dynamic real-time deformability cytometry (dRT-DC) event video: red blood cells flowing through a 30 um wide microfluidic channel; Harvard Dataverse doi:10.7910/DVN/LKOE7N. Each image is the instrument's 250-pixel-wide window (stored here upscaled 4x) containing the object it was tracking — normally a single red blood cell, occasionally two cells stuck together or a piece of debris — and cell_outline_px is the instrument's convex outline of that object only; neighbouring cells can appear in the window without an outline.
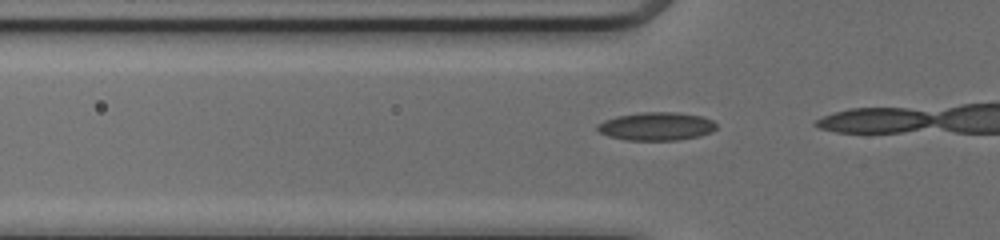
{"species": "common noctule bat (a hibernating species)", "species_latin": "Nyctalus noctula", "temperature_condition": "cold", "stored_images_in_passage": 17, "camera_frame_rate_fps": 3000, "um_per_image_px": 0.085, "animal": {"sex": "female", "body_mass_g": 17.0, "forearm_length_mm": 48.0}, "frame": {"image": 1, "passage_image": 14, "time_ms": 4.333, "image_size_px": [1000, 240], "cell_outline_px": [[716, 128], [712, 132], [700, 136], [676, 140], [624, 140], [608, 136], [600, 132], [596, 128], [596, 124], [604, 120], [616, 116], [640, 112], [676, 112], [700, 116], [712, 120], [716, 124]], "centroid_in_image_um": [55.77, 10.74], "position_along_channel_um": 70.0, "area_um2": 19.65}}